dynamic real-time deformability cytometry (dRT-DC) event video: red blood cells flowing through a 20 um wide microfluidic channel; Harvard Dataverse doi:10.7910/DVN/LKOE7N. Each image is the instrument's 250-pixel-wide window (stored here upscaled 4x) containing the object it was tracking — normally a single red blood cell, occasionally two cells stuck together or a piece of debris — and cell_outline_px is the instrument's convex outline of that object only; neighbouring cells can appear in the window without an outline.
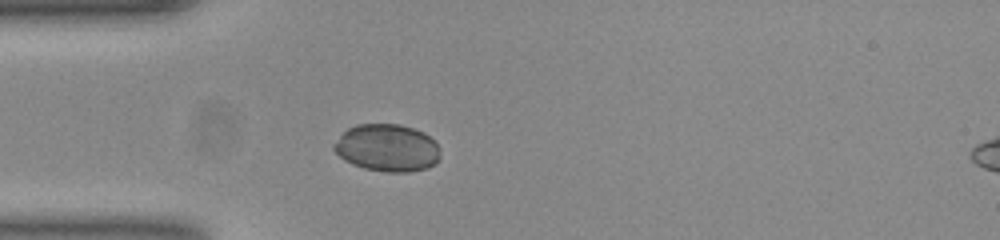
{"species": "common noctule bat (a hibernating species)", "species_latin": "Nyctalus noctula", "temperature_condition": "room temperature", "stored_images_in_passage": 25, "camera_frame_rate_fps": 3000, "um_per_image_px": 0.085, "animal": {"sex": "female", "body_mass_g": 23.0, "forearm_length_mm": 53.4}, "frame": {"image": 1, "passage_image": 11, "time_ms": 3.333, "image_size_px": [1000, 240], "cell_outline_px": [[440, 160], [436, 164], [428, 168], [408, 172], [388, 172], [364, 168], [352, 164], [344, 160], [332, 148], [332, 144], [348, 128], [356, 124], [400, 124], [424, 132], [440, 148]], "centroid_in_image_um": [32.92, 12.57], "position_along_channel_um": 52.1, "area_um2": 29.48}}